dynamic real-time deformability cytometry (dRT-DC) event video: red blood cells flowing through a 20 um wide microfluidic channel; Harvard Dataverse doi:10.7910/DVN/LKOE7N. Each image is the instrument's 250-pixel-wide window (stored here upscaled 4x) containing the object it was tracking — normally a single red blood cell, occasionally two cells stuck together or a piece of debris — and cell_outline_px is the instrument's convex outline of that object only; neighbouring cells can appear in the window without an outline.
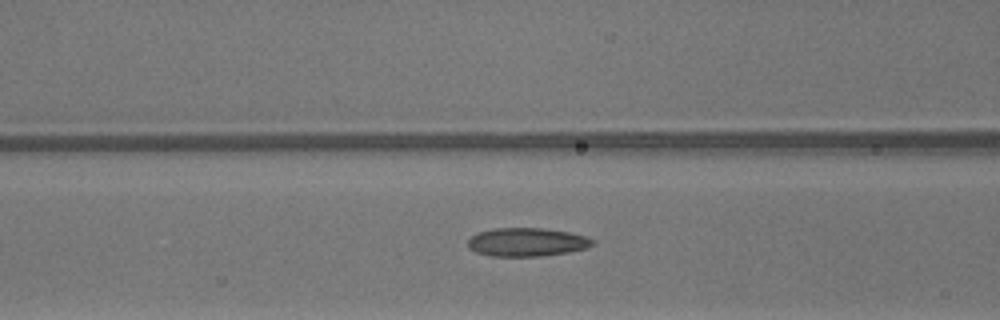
{"species": "common noctule bat (a hibernating species)", "species_latin": "Nyctalus noctula", "temperature_condition": "warm", "stored_images_in_passage": 50, "camera_frame_rate_fps": 3000, "um_per_image_px": 0.085, "animal": {"sex": "male", "body_mass_g": 13.3}, "frame": {"image": 1, "passage_image": 21, "time_ms": 6.667, "image_size_px": [1000, 320], "cell_outline_px": [[596, 244], [588, 248], [568, 252], [540, 256], [492, 256], [476, 252], [468, 248], [468, 240], [472, 236], [480, 232], [496, 228], [544, 228], [568, 232], [588, 236], [596, 240]], "centroid_in_image_um": [44.85, 20.58], "position_along_channel_um": 121.8, "area_um2": 20.81}}
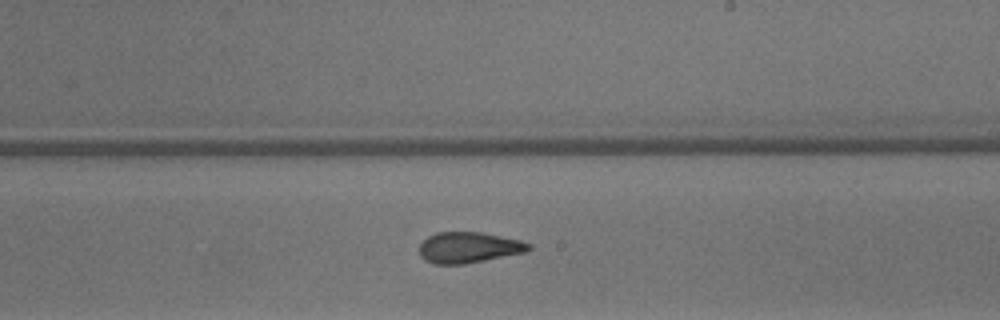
{"frame": {"image": 2, "passage_image": 30, "time_ms": 9.667, "image_size_px": [1000, 320], "cell_outline_px": [[532, 248], [524, 252], [464, 264], [432, 264], [424, 260], [420, 256], [420, 244], [428, 236], [436, 232], [480, 232], [520, 240], [532, 244]], "centroid_in_image_um": [39.81, 21.03], "position_along_channel_um": 249.2, "area_um2": 19.59}}
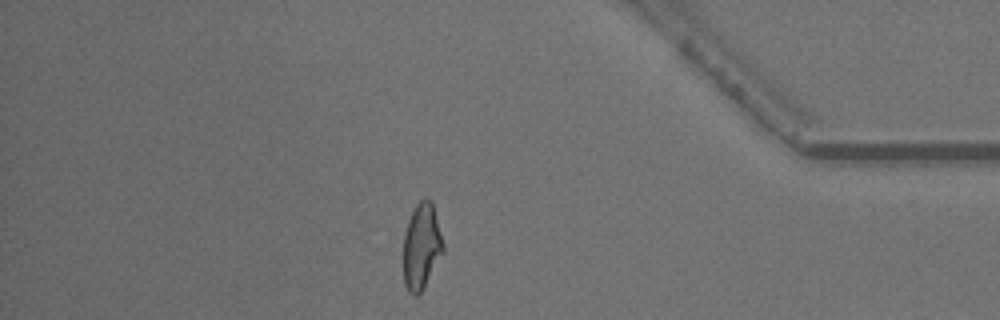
{"frame": {"image": 3, "passage_image": 43, "time_ms": 14.0, "image_size_px": [1000, 320], "cell_outline_px": [[444, 252], [420, 292], [416, 296], [412, 296], [408, 292], [404, 284], [404, 232], [408, 220], [416, 204], [420, 200], [432, 200], [444, 244]], "centroid_in_image_um": [35.83, 20.94], "position_along_channel_um": 399.4, "area_um2": 19.83}, "authors_computed_cell_mechanics": {"area_um2": 20.4901, "velocity_mm_per_s": 4.2569, "shape_relaxation_time_tau1_ms": null, "shape_relaxation_time_tau2_ms": 1.9131, "deformation_change_tau1": null, "deformation_change_tau2": 0.0999}}